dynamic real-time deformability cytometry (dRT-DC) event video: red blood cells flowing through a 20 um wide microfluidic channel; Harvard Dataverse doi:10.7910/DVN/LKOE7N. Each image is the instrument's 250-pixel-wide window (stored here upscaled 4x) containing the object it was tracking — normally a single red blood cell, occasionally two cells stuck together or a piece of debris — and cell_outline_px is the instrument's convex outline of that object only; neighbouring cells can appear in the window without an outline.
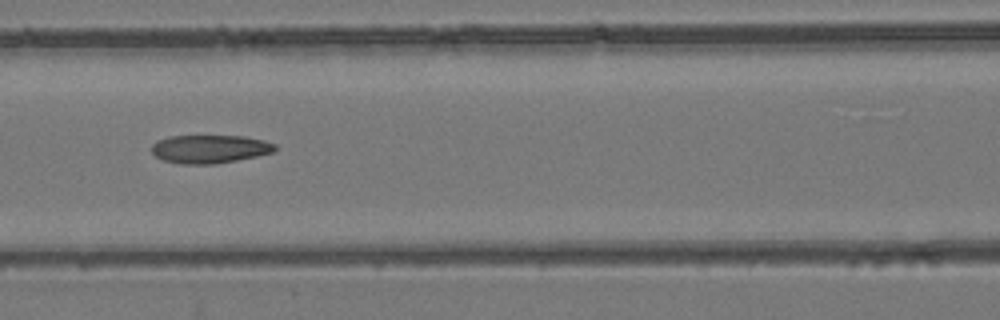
{"species": "common noctule bat (a hibernating species)", "species_latin": "Nyctalus noctula", "temperature_condition": "room temperature", "stored_images_in_passage": 8, "camera_frame_rate_fps": 3000, "um_per_image_px": 0.085, "animal": {"sex": "female", "body_mass_g": 24.6, "forearm_length_mm": 56.2}, "frame": {"image": 1, "passage_image": 6, "time_ms": 1.667, "image_size_px": [1000, 320], "cell_outline_px": [[276, 148], [272, 152], [256, 156], [216, 164], [180, 164], [164, 160], [156, 156], [152, 152], [152, 144], [156, 140], [168, 136], [244, 136], [264, 140], [276, 144]], "centroid_in_image_um": [17.81, 12.66], "position_along_channel_um": 148.8, "area_um2": 20.35}}
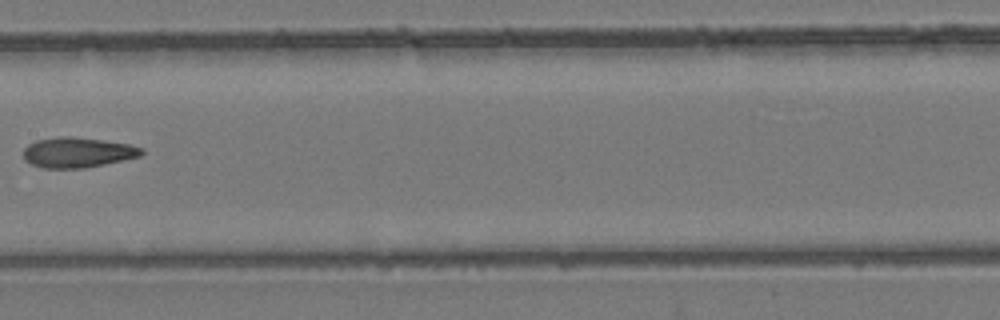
{"frame": {"image": 2, "passage_image": 7, "time_ms": 2.0, "image_size_px": [1000, 320], "cell_outline_px": [[144, 152], [140, 156], [124, 160], [84, 168], [44, 168], [32, 164], [24, 160], [24, 148], [28, 144], [36, 140], [60, 136], [72, 136], [104, 140], [128, 144], [144, 148]], "centroid_in_image_um": [6.6, 12.95], "position_along_channel_um": 200.8, "area_um2": 20.87}}
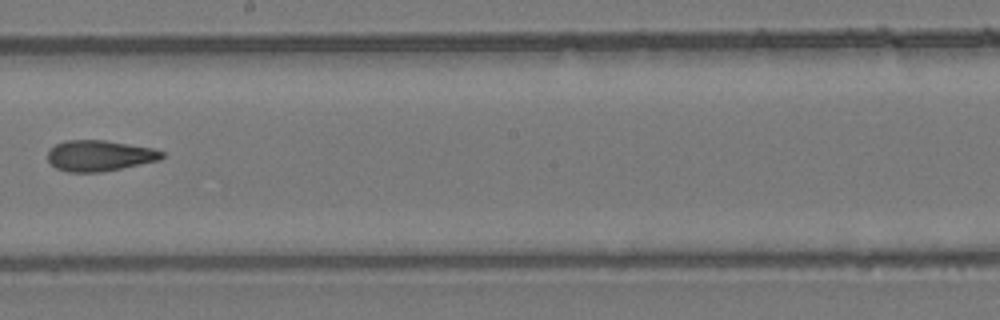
{"frame": {"image": 3, "passage_image": 8, "time_ms": 2.333, "image_size_px": [1000, 320], "cell_outline_px": [[164, 156], [160, 160], [100, 172], [68, 172], [56, 168], [48, 160], [48, 148], [64, 140], [104, 140], [152, 148], [164, 152]], "centroid_in_image_um": [8.43, 13.22], "position_along_channel_um": 239.8, "area_um2": 20.46}}